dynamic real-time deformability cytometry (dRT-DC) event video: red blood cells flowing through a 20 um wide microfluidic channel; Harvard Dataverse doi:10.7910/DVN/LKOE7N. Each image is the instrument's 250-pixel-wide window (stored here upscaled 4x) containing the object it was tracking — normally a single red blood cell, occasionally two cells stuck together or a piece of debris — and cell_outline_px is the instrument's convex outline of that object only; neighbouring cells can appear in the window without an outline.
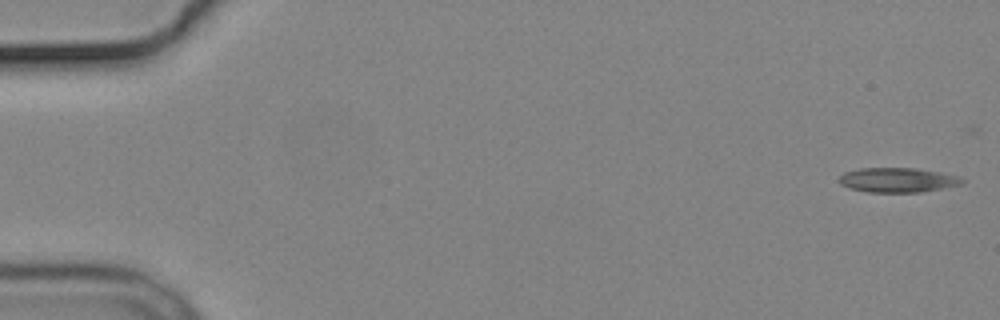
{"species": "common noctule bat (a hibernating species)", "species_latin": "Nyctalus noctula", "temperature_condition": "cold", "stored_images_in_passage": 5, "camera_frame_rate_fps": 3000, "um_per_image_px": 0.085, "animal": {"sex": "male", "body_mass_g": 19.2, "forearm_length_mm": 51.8}, "frame": {"image": 1, "passage_image": 1, "time_ms": 0.0, "image_size_px": [1000, 320], "cell_outline_px": [[964, 184], [920, 192], [868, 192], [848, 188], [840, 184], [836, 180], [844, 172], [860, 168], [916, 168], [960, 176], [964, 180]], "centroid_in_image_um": [76.27, 15.3], "position_along_channel_um": 8.7, "area_um2": 17.74}}
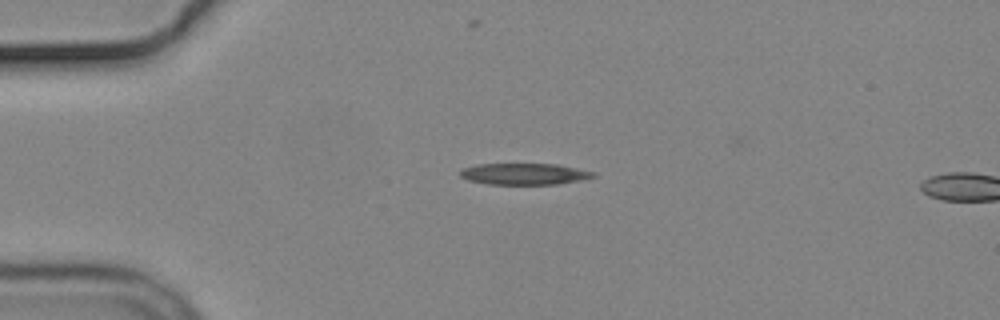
{"frame": {"image": 2, "passage_image": 4, "time_ms": 4.0, "image_size_px": [1000, 320], "cell_outline_px": [[596, 176], [584, 180], [560, 184], [488, 184], [468, 180], [460, 176], [460, 168], [476, 164], [556, 164], [596, 172]], "centroid_in_image_um": [44.57, 14.78], "position_along_channel_um": 40.4, "area_um2": 16.76}}